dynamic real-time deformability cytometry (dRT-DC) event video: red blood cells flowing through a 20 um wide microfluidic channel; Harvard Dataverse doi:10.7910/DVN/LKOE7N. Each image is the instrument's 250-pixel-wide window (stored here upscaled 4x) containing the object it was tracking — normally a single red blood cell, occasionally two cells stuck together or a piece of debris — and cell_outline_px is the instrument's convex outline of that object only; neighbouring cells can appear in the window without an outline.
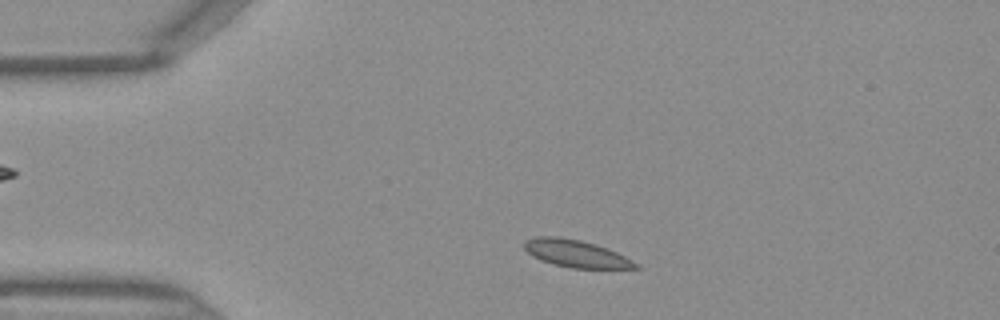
{"species": "Egyptian fruit bat (a non-hibernating species)", "species_latin": "Rousettus aegyptiacus", "temperature_condition": "warm", "stored_images_in_passage": 41, "camera_frame_rate_fps": 3000, "um_per_image_px": 0.085, "frame": {"image": 1, "passage_image": 4, "time_ms": 1.0, "image_size_px": [1000, 320], "cell_outline_px": [[644, 268], [572, 268], [552, 264], [540, 260], [532, 256], [524, 248], [524, 240], [536, 236], [560, 236], [580, 240], [596, 244], [608, 248], [640, 264]], "centroid_in_image_um": [48.96, 21.55], "position_along_channel_um": 36.0, "area_um2": 17.92}}
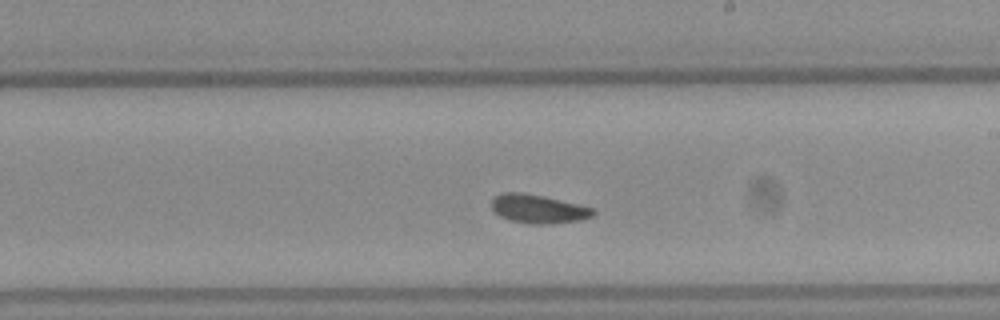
{"frame": {"image": 2, "passage_image": 21, "time_ms": 6.667, "image_size_px": [1000, 320], "cell_outline_px": [[596, 212], [592, 216], [580, 220], [552, 224], [532, 224], [512, 220], [500, 216], [492, 208], [492, 200], [496, 196], [504, 192], [524, 192], [544, 196], [596, 208]], "centroid_in_image_um": [45.8, 17.75], "position_along_channel_um": 243.2, "area_um2": 16.99}}
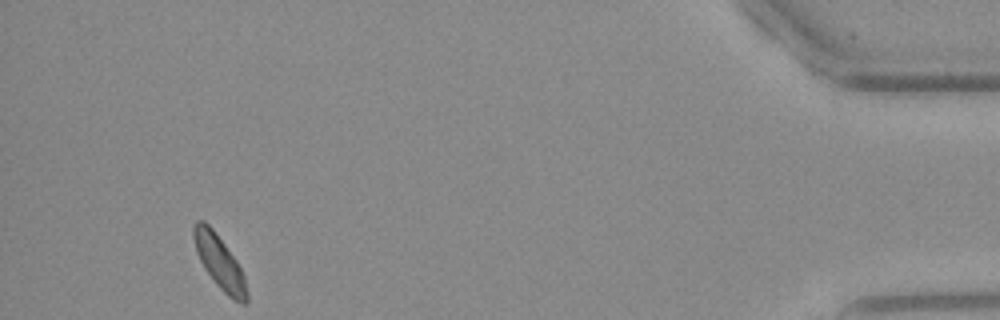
{"frame": {"image": 3, "passage_image": 38, "time_ms": 12.333, "image_size_px": [1000, 320], "cell_outline_px": [[248, 304], [240, 304], [228, 296], [216, 284], [204, 268], [196, 252], [192, 236], [192, 228], [196, 220], [204, 220], [212, 228], [236, 260], [244, 276], [248, 292]], "centroid_in_image_um": [18.65, 22.3], "position_along_channel_um": 416.5, "area_um2": 16.59}}